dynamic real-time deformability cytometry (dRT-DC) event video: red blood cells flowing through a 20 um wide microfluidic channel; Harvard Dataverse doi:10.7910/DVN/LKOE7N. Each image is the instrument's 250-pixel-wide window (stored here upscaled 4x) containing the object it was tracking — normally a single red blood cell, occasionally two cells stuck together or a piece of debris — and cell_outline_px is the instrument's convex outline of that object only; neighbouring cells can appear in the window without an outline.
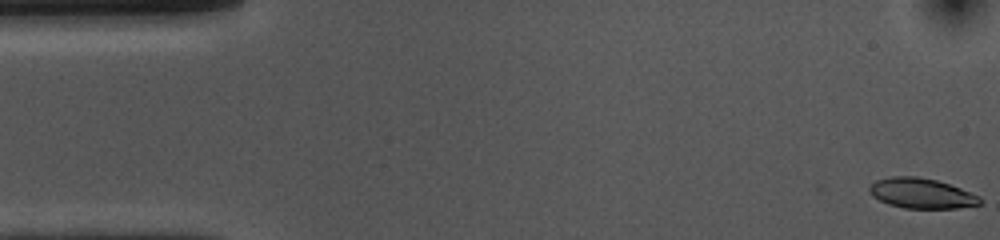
{"species": "common noctule bat (a hibernating species)", "species_latin": "Nyctalus noctula", "temperature_condition": "cold", "stored_images_in_passage": 53, "camera_frame_rate_fps": 3000, "um_per_image_px": 0.085, "animal": {"sex": "female", "body_mass_g": 10.0, "forearm_length_mm": 53.1}, "frame": {"image": 1, "passage_image": 1, "time_ms": 0.0, "image_size_px": [1000, 240], "cell_outline_px": [[984, 204], [956, 208], [904, 208], [888, 204], [872, 196], [868, 188], [876, 180], [892, 176], [916, 176], [936, 180], [960, 188], [980, 196], [984, 200]], "centroid_in_image_um": [78.36, 16.44], "position_along_channel_um": 6.6, "area_um2": 19.48}}
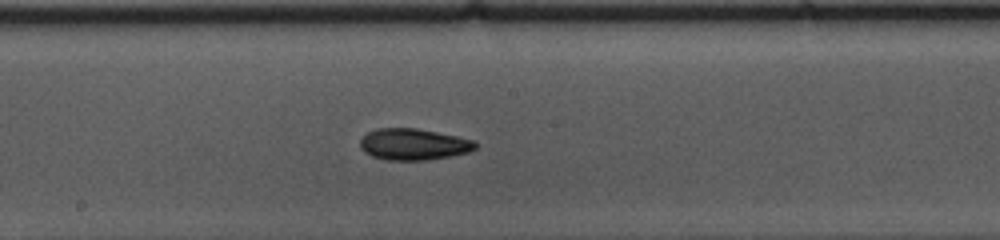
{"frame": {"image": 2, "passage_image": 27, "time_ms": 8.667, "image_size_px": [1000, 240], "cell_outline_px": [[476, 148], [468, 152], [452, 156], [424, 160], [384, 160], [372, 156], [364, 152], [360, 148], [360, 140], [368, 132], [376, 128], [416, 128], [476, 140]], "centroid_in_image_um": [35.14, 12.27], "position_along_channel_um": 213.1, "area_um2": 21.15}}
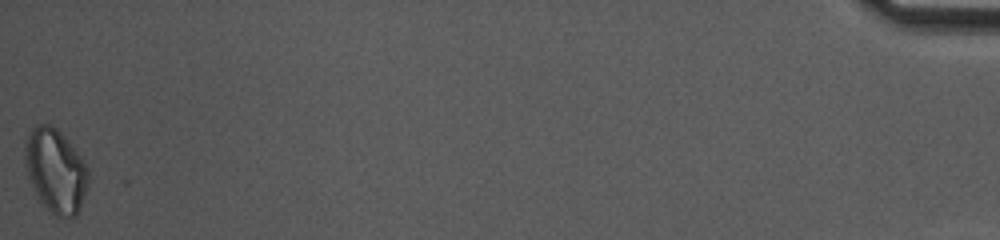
{"frame": {"image": 3, "passage_image": 53, "time_ms": 17.333, "image_size_px": [1000, 240], "cell_outline_px": [[88, 184], [80, 208], [76, 216], [68, 220], [52, 216], [40, 204], [28, 176], [24, 160], [24, 140], [28, 132], [36, 124], [48, 124], [56, 128], [64, 136], [80, 156], [88, 168]], "centroid_in_image_um": [4.7, 14.56], "position_along_channel_um": 430.5, "area_um2": 31.56}, "authors_computed_cell_mechanics": {"area_um2": 20.808, "velocity_mm_per_s": 3.7138, "shape_relaxation_time_tau1_ms": 4.1971, "shape_relaxation_time_tau2_ms": 4.1132, "deformation_change_tau1": 0.0985, "deformation_change_tau2": 0.0975}}